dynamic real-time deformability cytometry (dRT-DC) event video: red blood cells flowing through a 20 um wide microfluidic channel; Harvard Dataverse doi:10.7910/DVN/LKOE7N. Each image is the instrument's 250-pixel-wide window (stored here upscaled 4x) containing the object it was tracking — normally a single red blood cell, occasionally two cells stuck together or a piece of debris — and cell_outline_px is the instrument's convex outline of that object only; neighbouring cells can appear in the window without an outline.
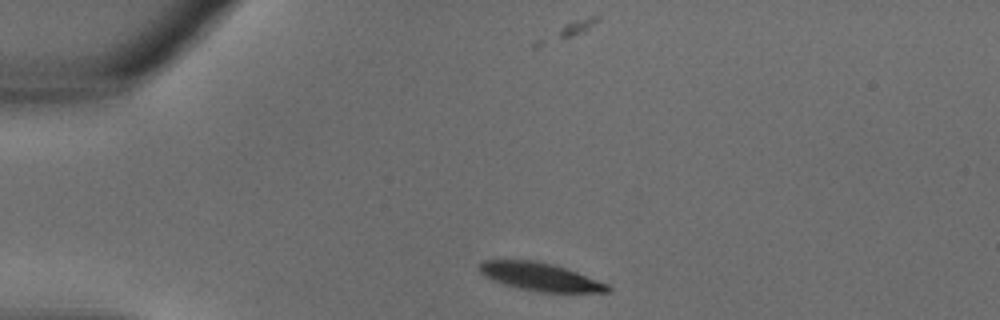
{"species": "common noctule bat (a hibernating species)", "species_latin": "Nyctalus noctula", "temperature_condition": "warm", "stored_images_in_passage": 28, "camera_frame_rate_fps": 3000, "um_per_image_px": 0.085, "animal": {"sex": "male", "body_mass_g": 18.8}, "frame": {"image": 1, "passage_image": 1, "time_ms": 0.0, "image_size_px": [1000, 320], "cell_outline_px": [[612, 288], [608, 292], [540, 292], [520, 288], [492, 280], [484, 276], [480, 272], [480, 264], [484, 260], [536, 260], [568, 268], [608, 284]], "centroid_in_image_um": [45.95, 23.52], "position_along_channel_um": 39.1, "area_um2": 20.87}}
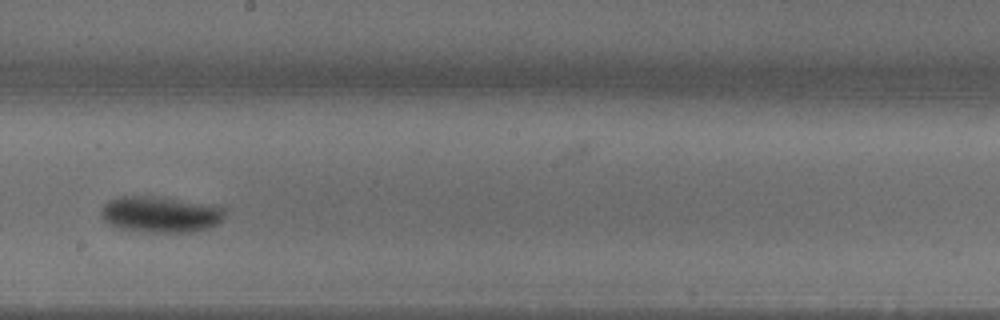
{"frame": {"image": 2, "passage_image": 13, "time_ms": 4.0, "image_size_px": [1000, 320], "cell_outline_px": [[224, 216], [216, 224], [208, 228], [192, 232], [144, 232], [116, 228], [108, 224], [100, 216], [100, 212], [104, 204], [120, 196], [152, 196], [208, 204], [224, 208]], "centroid_in_image_um": [13.58, 18.23], "position_along_channel_um": 234.6, "area_um2": 25.95}}
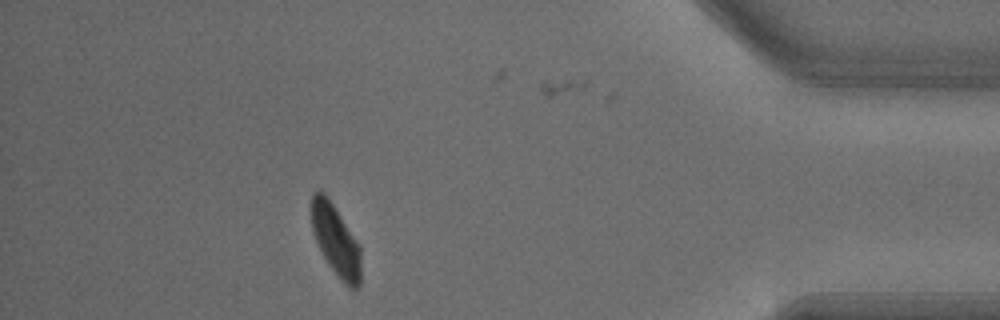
{"frame": {"image": 3, "passage_image": 24, "time_ms": 7.667, "image_size_px": [1000, 320], "cell_outline_px": [[360, 284], [356, 288], [348, 288], [344, 284], [328, 264], [312, 232], [312, 192], [324, 192], [360, 244]], "centroid_in_image_um": [28.56, 20.45], "position_along_channel_um": 406.6, "area_um2": 20.17}}